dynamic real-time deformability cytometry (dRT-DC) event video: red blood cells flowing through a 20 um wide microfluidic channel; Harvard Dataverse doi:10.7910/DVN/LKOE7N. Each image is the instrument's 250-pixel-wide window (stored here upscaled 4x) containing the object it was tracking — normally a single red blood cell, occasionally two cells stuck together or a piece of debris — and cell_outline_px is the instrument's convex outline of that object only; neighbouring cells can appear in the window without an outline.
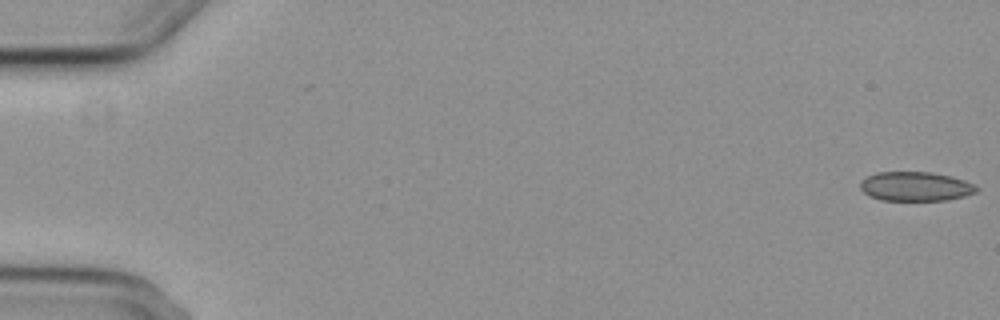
{"species": "common noctule bat (a hibernating species)", "species_latin": "Nyctalus noctula", "temperature_condition": "cold", "stored_images_in_passage": 6, "camera_frame_rate_fps": 3000, "um_per_image_px": 0.085, "animal": {"sex": "female", "body_mass_g": 29.2, "forearm_length_mm": 56.3}, "frame": {"image": 1, "passage_image": 1, "time_ms": 0.0, "image_size_px": [1000, 320], "cell_outline_px": [[980, 188], [976, 192], [964, 196], [948, 200], [880, 200], [868, 196], [860, 188], [860, 184], [868, 176], [876, 172], [932, 172], [952, 176], [964, 180]], "centroid_in_image_um": [77.83, 15.85], "position_along_channel_um": 7.2, "area_um2": 19.83}}